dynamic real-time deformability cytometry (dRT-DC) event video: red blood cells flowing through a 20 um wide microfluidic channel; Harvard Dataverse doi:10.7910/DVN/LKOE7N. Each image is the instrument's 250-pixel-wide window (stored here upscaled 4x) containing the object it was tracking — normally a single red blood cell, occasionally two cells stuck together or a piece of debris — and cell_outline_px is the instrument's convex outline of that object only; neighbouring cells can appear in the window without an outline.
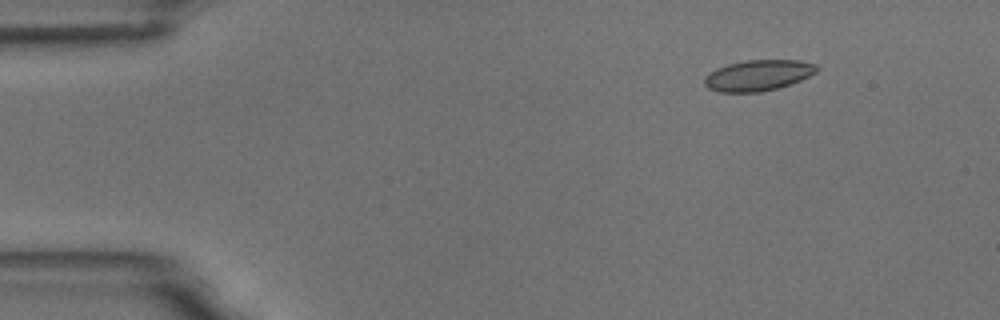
{"species": "common noctule bat (a hibernating species)", "species_latin": "Nyctalus noctula", "temperature_condition": "room temperature", "stored_images_in_passage": 6, "camera_frame_rate_fps": 3000, "um_per_image_px": 0.085, "animal": {"sex": "male", "body_mass_g": 18.8}, "frame": {"image": 1, "passage_image": 3, "time_ms": 2.0, "image_size_px": [1000, 320], "cell_outline_px": [[820, 68], [816, 72], [800, 80], [776, 88], [760, 92], [720, 92], [708, 88], [704, 84], [704, 76], [716, 68], [728, 64], [744, 60], [800, 60], [816, 64]], "centroid_in_image_um": [64.42, 6.39], "position_along_channel_um": 20.6, "area_um2": 20.17}}
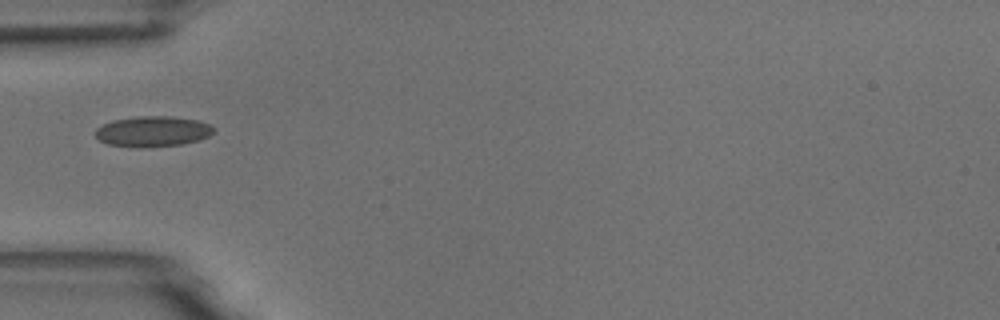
{"frame": {"image": 2, "passage_image": 6, "time_ms": 5.667, "image_size_px": [1000, 320], "cell_outline_px": [[216, 128], [208, 136], [200, 140], [184, 144], [148, 148], [144, 148], [108, 144], [100, 140], [92, 132], [96, 128], [112, 120], [136, 116], [172, 116], [200, 120], [212, 124]], "centroid_in_image_um": [13.01, 11.17], "position_along_channel_um": 72.0, "area_um2": 21.5}}